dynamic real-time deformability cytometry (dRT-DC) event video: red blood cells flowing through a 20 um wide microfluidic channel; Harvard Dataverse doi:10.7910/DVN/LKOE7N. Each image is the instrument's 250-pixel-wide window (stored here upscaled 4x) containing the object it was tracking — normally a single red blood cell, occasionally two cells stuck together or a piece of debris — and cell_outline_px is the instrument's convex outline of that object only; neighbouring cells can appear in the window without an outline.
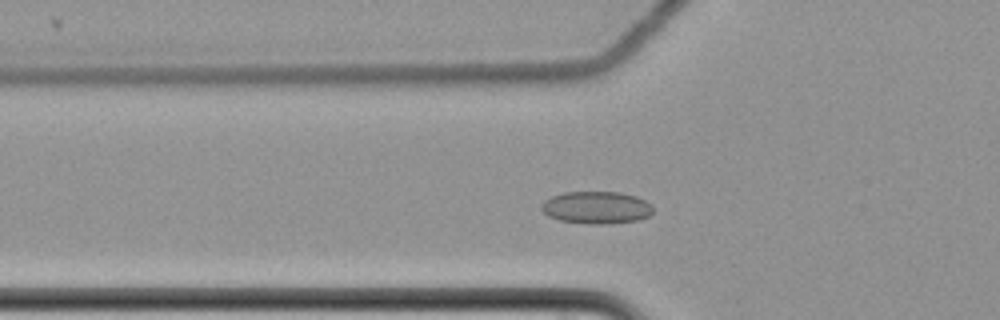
{"species": "common noctule bat (a hibernating species)", "species_latin": "Nyctalus noctula", "temperature_condition": "cold", "stored_images_in_passage": 53, "camera_frame_rate_fps": 3000, "um_per_image_px": 0.085, "animal": {"sex": "female", "body_mass_g": 22.7, "forearm_length_mm": 54.2}, "frame": {"image": 1, "passage_image": 14, "time_ms": 4.333, "image_size_px": [1000, 320], "cell_outline_px": [[652, 212], [648, 216], [636, 220], [608, 224], [588, 224], [560, 220], [548, 216], [540, 208], [540, 204], [544, 200], [552, 196], [564, 192], [620, 192], [636, 196], [644, 200], [652, 208]], "centroid_in_image_um": [50.65, 17.64], "position_along_channel_um": 75.2, "area_um2": 20.98}}
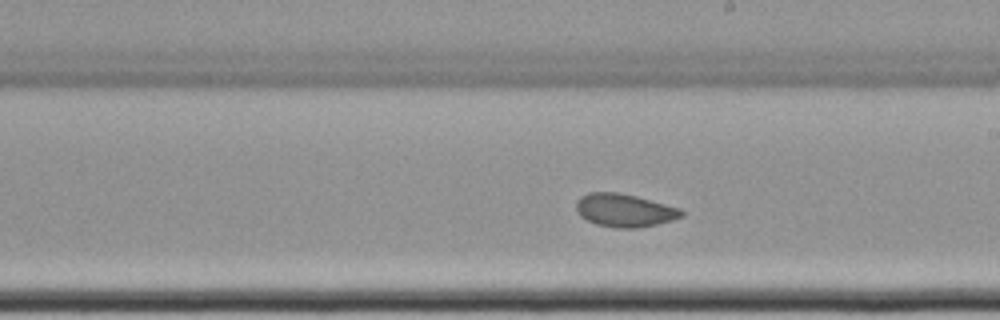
{"frame": {"image": 2, "passage_image": 28, "time_ms": 9.0, "image_size_px": [1000, 320], "cell_outline_px": [[684, 216], [672, 220], [656, 224], [636, 228], [616, 228], [596, 224], [580, 216], [576, 208], [576, 200], [580, 196], [588, 192], [620, 192], [636, 196], [680, 208], [684, 212]], "centroid_in_image_um": [53.07, 17.87], "position_along_channel_um": 235.9, "area_um2": 20.35}}
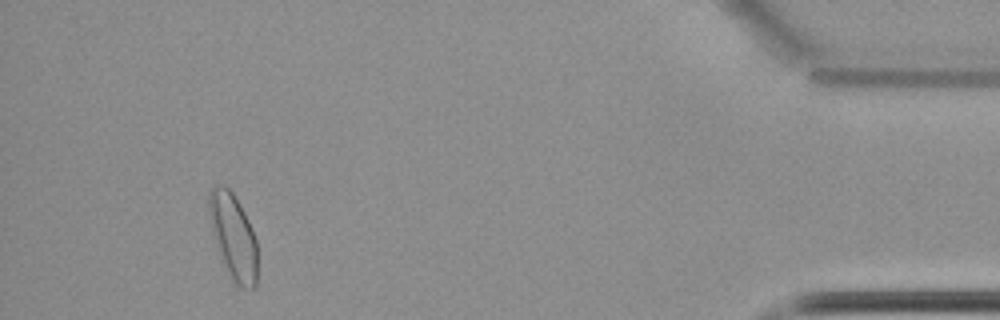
{"frame": {"image": 3, "passage_image": 49, "time_ms": 16.0, "image_size_px": [1000, 320], "cell_outline_px": [[256, 284], [252, 288], [244, 288], [236, 284], [228, 276], [220, 260], [212, 232], [208, 212], [208, 192], [212, 184], [224, 184], [232, 192], [240, 204], [252, 228], [256, 240]], "centroid_in_image_um": [19.78, 20.07], "position_along_channel_um": 415.4, "area_um2": 24.57}}